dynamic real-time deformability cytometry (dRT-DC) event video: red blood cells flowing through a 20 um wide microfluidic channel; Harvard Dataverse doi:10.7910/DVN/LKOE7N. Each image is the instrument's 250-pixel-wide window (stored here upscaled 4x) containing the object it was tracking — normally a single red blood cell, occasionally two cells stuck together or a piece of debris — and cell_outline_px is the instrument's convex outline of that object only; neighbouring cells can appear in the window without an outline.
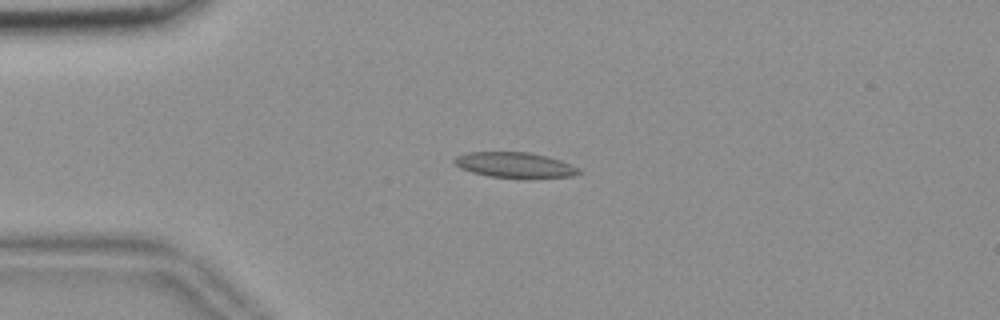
{"species": "common noctule bat (a hibernating species)", "species_latin": "Nyctalus noctula", "temperature_condition": "room temperature", "stored_images_in_passage": 43, "camera_frame_rate_fps": 3000, "um_per_image_px": 0.085, "animal": {"sex": "female", "body_mass_g": 18.4}, "frame": {"image": 1, "passage_image": 1, "time_ms": 0.0, "image_size_px": [1000, 320], "cell_outline_px": [[580, 172], [572, 176], [524, 180], [488, 176], [472, 172], [460, 168], [452, 160], [456, 156], [468, 152], [528, 152], [548, 156], [560, 160], [580, 168]], "centroid_in_image_um": [43.78, 14.05], "position_along_channel_um": 41.2, "area_um2": 18.96}}
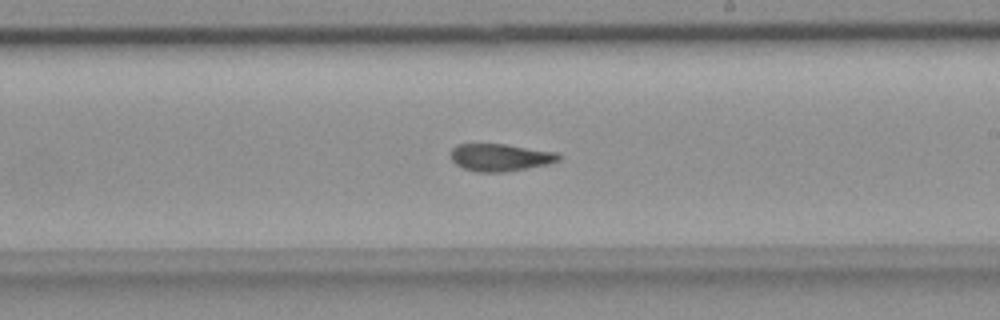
{"frame": {"image": 2, "passage_image": 20, "time_ms": 6.333, "image_size_px": [1000, 320], "cell_outline_px": [[560, 160], [548, 164], [504, 172], [476, 172], [464, 168], [456, 164], [452, 160], [452, 148], [456, 144], [504, 144], [560, 152]], "centroid_in_image_um": [42.55, 13.37], "position_along_channel_um": 246.4, "area_um2": 17.22}}
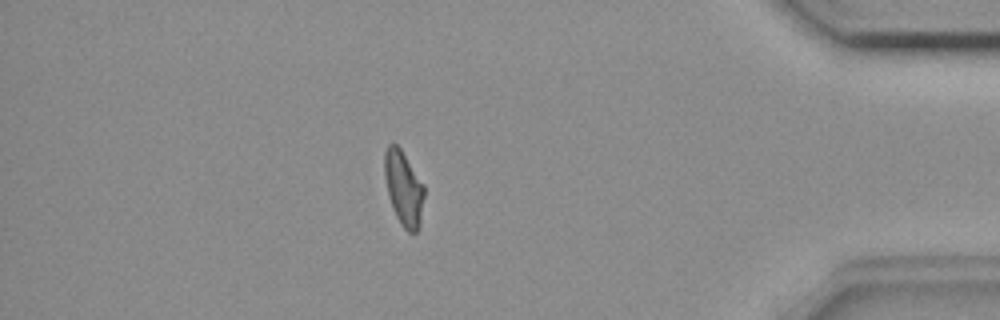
{"frame": {"image": 3, "passage_image": 36, "time_ms": 11.667, "image_size_px": [1000, 320], "cell_outline_px": [[424, 196], [420, 224], [416, 232], [408, 232], [400, 224], [392, 208], [388, 196], [384, 176], [384, 152], [388, 144], [396, 144], [400, 148], [424, 184]], "centroid_in_image_um": [34.29, 16.0], "position_along_channel_um": 400.9, "area_um2": 17.34}, "authors_computed_cell_mechanics": {"area_um2": 17.5134, "velocity_mm_per_s": 3.6447, "shape_relaxation_time_tau1_ms": null, "shape_relaxation_time_tau2_ms": 2.6187, "deformation_change_tau1": null, "deformation_change_tau2": 0.0779}}